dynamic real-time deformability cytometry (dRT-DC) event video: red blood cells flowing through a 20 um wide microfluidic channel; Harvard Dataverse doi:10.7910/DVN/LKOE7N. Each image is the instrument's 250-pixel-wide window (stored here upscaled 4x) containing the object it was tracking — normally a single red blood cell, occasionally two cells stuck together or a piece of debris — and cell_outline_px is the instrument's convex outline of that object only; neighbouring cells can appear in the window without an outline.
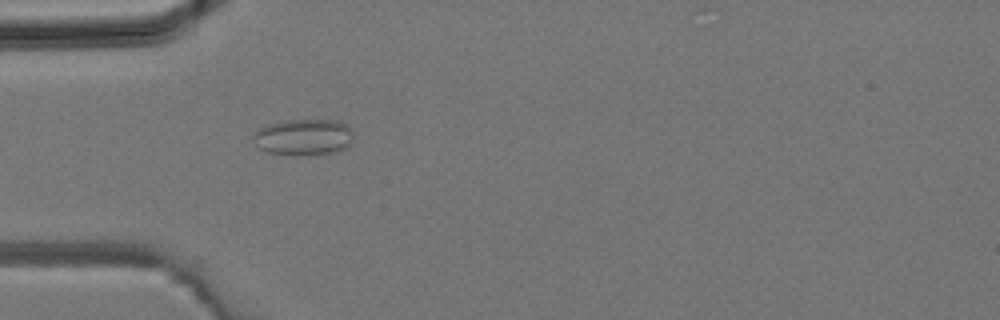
{"species": "common noctule bat (a hibernating species)", "species_latin": "Nyctalus noctula", "temperature_condition": "room temperature", "stored_images_in_passage": 1, "camera_frame_rate_fps": 3000, "um_per_image_px": 0.085, "animal": {"sex": "male", "body_mass_g": 19.2, "forearm_length_mm": 51.8}, "frame": {"image": 1, "passage_image": 1, "time_ms": 0.0, "image_size_px": [1000, 320], "cell_outline_px": [[356, 132], [352, 140], [344, 148], [332, 152], [308, 156], [292, 156], [268, 152], [256, 148], [252, 140], [252, 136], [260, 128], [268, 124], [288, 120], [340, 120], [352, 128]], "centroid_in_image_um": [25.8, 11.66], "position_along_channel_um": 59.2, "area_um2": 21.73}}